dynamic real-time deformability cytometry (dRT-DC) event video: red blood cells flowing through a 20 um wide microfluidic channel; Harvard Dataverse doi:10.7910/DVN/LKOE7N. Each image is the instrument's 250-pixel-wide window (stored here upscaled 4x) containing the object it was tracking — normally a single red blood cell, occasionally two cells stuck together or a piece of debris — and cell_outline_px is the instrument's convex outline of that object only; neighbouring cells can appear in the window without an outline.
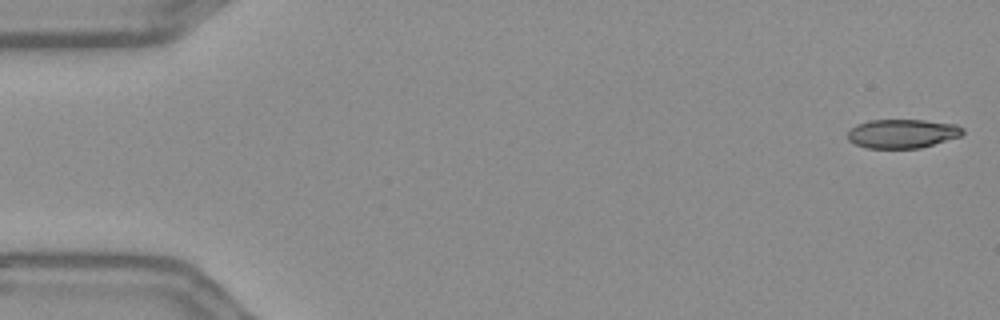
{"species": "Egyptian fruit bat (a non-hibernating species)", "species_latin": "Rousettus aegyptiacus", "temperature_condition": "warm", "stored_images_in_passage": 55, "camera_frame_rate_fps": 3000, "um_per_image_px": 0.085, "frame": {"image": 1, "passage_image": 1, "time_ms": 0.0, "image_size_px": [1000, 320], "cell_outline_px": [[964, 132], [960, 136], [920, 148], [864, 148], [848, 140], [848, 132], [856, 124], [868, 120], [924, 120], [956, 124], [964, 128]], "centroid_in_image_um": [76.69, 11.35], "position_along_channel_um": 8.3, "area_um2": 19.42}}
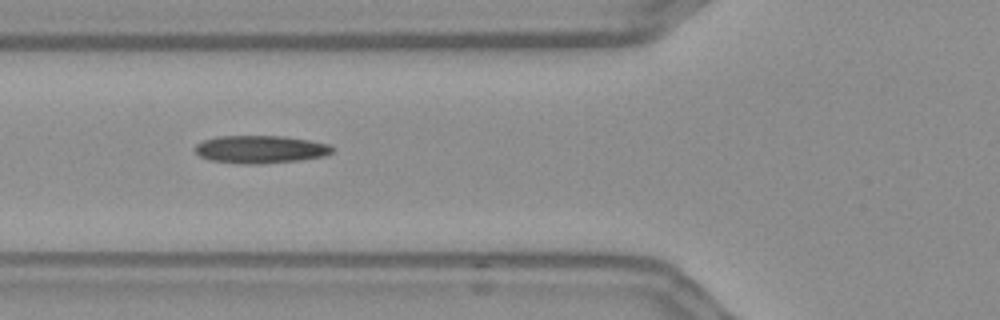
{"frame": {"image": 2, "passage_image": 20, "time_ms": 6.333, "image_size_px": [1000, 320], "cell_outline_px": [[336, 148], [332, 152], [324, 156], [296, 160], [260, 164], [244, 164], [208, 160], [200, 156], [192, 148], [196, 144], [204, 140], [216, 136], [284, 136], [308, 140], [328, 144]], "centroid_in_image_um": [22.1, 12.69], "position_along_channel_um": 103.7, "area_um2": 22.25}}
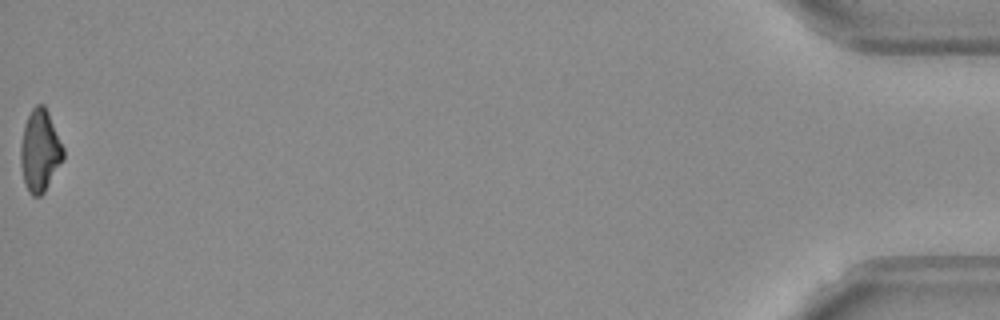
{"frame": {"image": 3, "passage_image": 55, "time_ms": 18.0, "image_size_px": [1000, 320], "cell_outline_px": [[64, 160], [44, 192], [40, 196], [32, 196], [28, 192], [24, 180], [20, 164], [20, 144], [24, 124], [32, 108], [36, 104], [44, 104], [48, 112], [64, 148]], "centroid_in_image_um": [3.39, 12.82], "position_along_channel_um": 431.8, "area_um2": 20.52}, "authors_computed_cell_mechanics": {"area_um2": 21.1548, "velocity_mm_per_s": 3.6849, "shape_relaxation_time_tau1_ms": null, "shape_relaxation_time_tau2_ms": 6.3756, "deformation_change_tau1": null, "deformation_change_tau2": 0.1675}}